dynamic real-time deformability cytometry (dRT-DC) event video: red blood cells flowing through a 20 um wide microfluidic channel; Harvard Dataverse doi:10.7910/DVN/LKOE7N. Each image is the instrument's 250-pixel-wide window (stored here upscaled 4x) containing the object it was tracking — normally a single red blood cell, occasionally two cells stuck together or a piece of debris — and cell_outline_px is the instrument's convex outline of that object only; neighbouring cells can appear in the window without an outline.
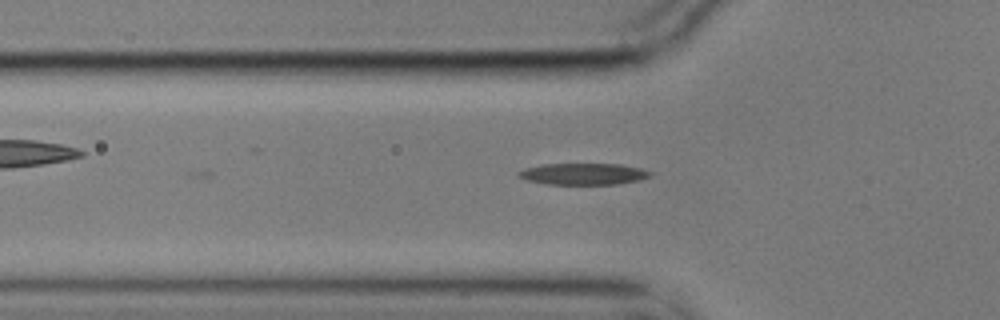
{"species": "common noctule bat (a hibernating species)", "species_latin": "Nyctalus noctula", "temperature_condition": "cold", "stored_images_in_passage": 15, "camera_frame_rate_fps": 3000, "um_per_image_px": 0.085, "animal": {"sex": "male", "body_mass_g": 17.9}, "frame": {"image": 1, "passage_image": 15, "time_ms": 4.667, "image_size_px": [1000, 320], "cell_outline_px": [[652, 176], [640, 180], [616, 184], [544, 184], [528, 180], [516, 176], [516, 172], [540, 164], [620, 164], [640, 168], [652, 172]], "centroid_in_image_um": [49.59, 14.78], "position_along_channel_um": 76.2, "area_um2": 16.53}}